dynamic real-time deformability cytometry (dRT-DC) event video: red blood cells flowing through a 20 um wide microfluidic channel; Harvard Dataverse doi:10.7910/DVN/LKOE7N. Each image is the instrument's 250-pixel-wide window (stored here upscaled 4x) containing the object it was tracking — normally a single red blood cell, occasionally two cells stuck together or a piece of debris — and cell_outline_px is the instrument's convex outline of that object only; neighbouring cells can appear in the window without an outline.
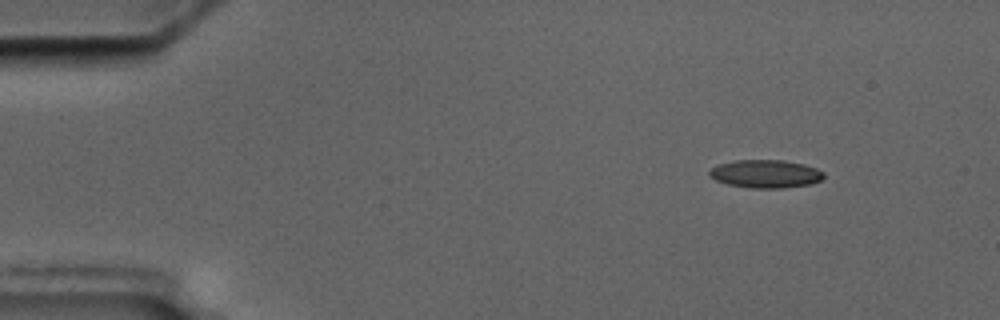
{"species": "common noctule bat (a hibernating species)", "species_latin": "Nyctalus noctula", "temperature_condition": "cold", "stored_images_in_passage": 3, "camera_frame_rate_fps": 3000, "um_per_image_px": 0.085, "animal": {"sex": "male", "body_mass_g": 17.5, "forearm_length_mm": 52.3}, "frame": {"image": 1, "passage_image": 1, "time_ms": 0.0, "image_size_px": [1000, 320], "cell_outline_px": [[824, 176], [820, 180], [808, 184], [784, 188], [752, 188], [728, 184], [716, 180], [708, 172], [716, 164], [736, 160], [784, 160], [804, 164], [816, 168], [824, 172]], "centroid_in_image_um": [65.07, 14.77], "position_along_channel_um": 19.9, "area_um2": 18.61}}